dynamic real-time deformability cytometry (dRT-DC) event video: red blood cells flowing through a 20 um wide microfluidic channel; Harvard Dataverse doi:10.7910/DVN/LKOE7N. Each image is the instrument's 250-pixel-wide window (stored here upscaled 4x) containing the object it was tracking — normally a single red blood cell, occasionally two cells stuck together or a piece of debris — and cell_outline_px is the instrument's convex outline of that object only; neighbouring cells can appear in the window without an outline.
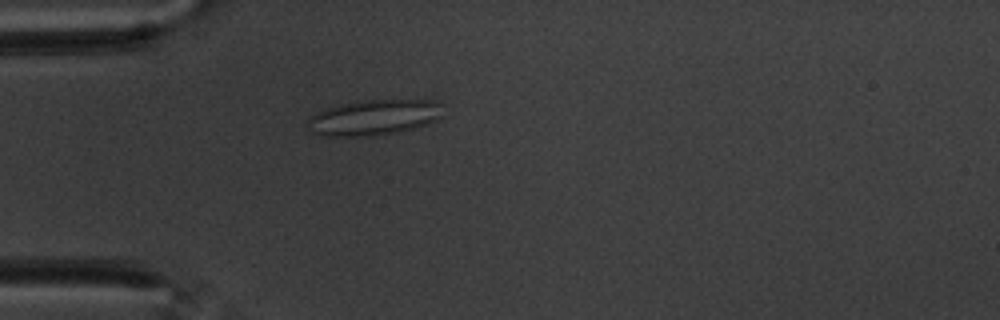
{"species": "common noctule bat (a hibernating species)", "species_latin": "Nyctalus noctula", "temperature_condition": "warm", "stored_images_in_passage": 58, "camera_frame_rate_fps": 3000, "um_per_image_px": 0.085, "animal": {"sex": "male", "body_mass_g": 20.1, "forearm_length_mm": 53.5}, "frame": {"image": 1, "passage_image": 17, "time_ms": 5.333, "image_size_px": [1000, 320], "cell_outline_px": [[440, 116], [436, 120], [416, 128], [400, 132], [376, 136], [320, 136], [312, 132], [304, 124], [316, 112], [340, 104], [368, 100], [428, 100], [436, 104]], "centroid_in_image_um": [31.68, 10.02], "position_along_channel_um": 53.3, "area_um2": 27.74}}
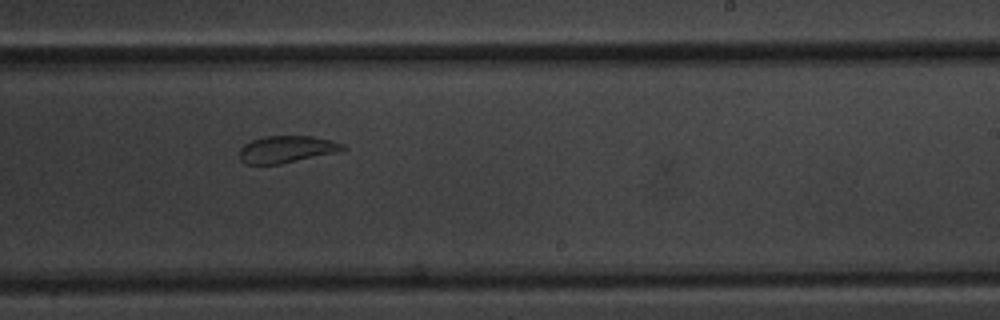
{"frame": {"image": 2, "passage_image": 36, "time_ms": 11.667, "image_size_px": [1000, 320], "cell_outline_px": [[348, 148], [336, 152], [280, 164], [244, 164], [240, 160], [240, 148], [244, 144], [252, 140], [268, 136], [312, 136], [332, 140], [344, 144]], "centroid_in_image_um": [24.36, 12.69], "position_along_channel_um": 264.6, "area_um2": 16.18}}
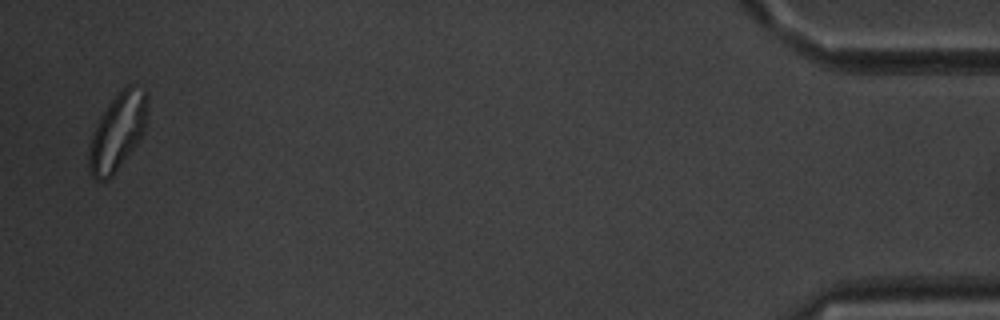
{"frame": {"image": 3, "passage_image": 57, "time_ms": 18.667, "image_size_px": [1000, 320], "cell_outline_px": [[148, 124], [144, 132], [136, 144], [112, 176], [108, 180], [96, 180], [92, 176], [88, 164], [88, 148], [96, 124], [100, 116], [112, 100], [128, 84], [132, 84], [148, 92]], "centroid_in_image_um": [10.02, 11.19], "position_along_channel_um": 425.2, "area_um2": 26.3}, "authors_computed_cell_mechanics": {"area_um2": 23.2934, "velocity_mm_per_s": 3.4726, "shape_relaxation_time_tau1_ms": null, "shape_relaxation_time_tau2_ms": 1.6588, "deformation_change_tau1": null, "deformation_change_tau2": 0.0699}}